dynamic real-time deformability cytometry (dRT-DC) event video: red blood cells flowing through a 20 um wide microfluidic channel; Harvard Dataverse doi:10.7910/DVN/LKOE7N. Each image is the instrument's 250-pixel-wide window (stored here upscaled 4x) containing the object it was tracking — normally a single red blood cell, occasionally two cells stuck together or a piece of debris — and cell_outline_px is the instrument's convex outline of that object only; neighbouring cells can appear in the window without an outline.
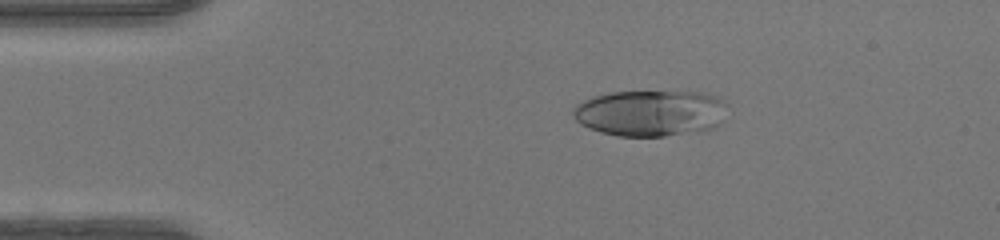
{"species": "human", "species_latin": "Homo sapiens", "temperature_condition": "warm", "stored_images_in_passage": 39, "camera_frame_rate_fps": 3000, "um_per_image_px": 0.085, "donor": {"sex": "female"}, "frame": {"image": 1, "passage_image": 1, "time_ms": 0.0, "image_size_px": [1000, 240], "cell_outline_px": [[728, 104], [720, 124], [716, 128], [704, 132], [664, 136], [616, 136], [600, 132], [588, 128], [580, 124], [572, 116], [572, 108], [576, 104], [592, 96], [608, 92], [708, 92], [720, 96]], "centroid_in_image_um": [55.32, 9.61], "position_along_channel_um": 29.7, "area_um2": 42.48}}
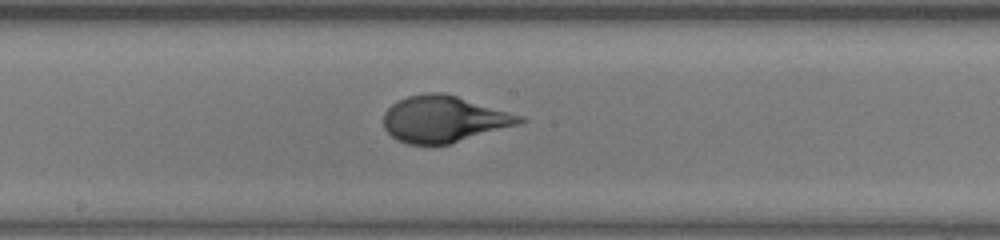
{"frame": {"image": 2, "passage_image": 17, "time_ms": 5.333, "image_size_px": [1000, 240], "cell_outline_px": [[528, 120], [520, 124], [448, 144], [408, 144], [392, 136], [384, 128], [384, 112], [396, 100], [408, 96], [424, 92], [440, 92], [456, 96], [524, 116]], "centroid_in_image_um": [37.74, 10.11], "position_along_channel_um": 210.5, "area_um2": 36.65}}
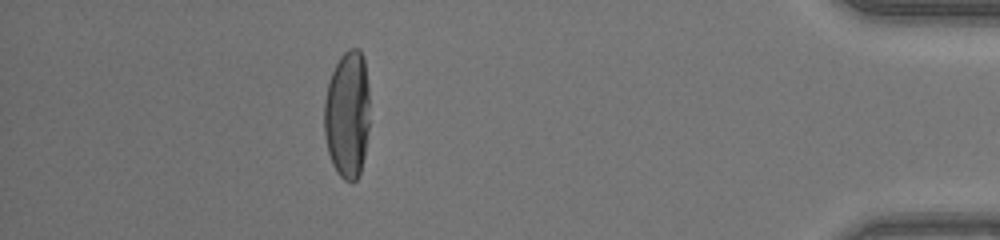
{"frame": {"image": 3, "passage_image": 34, "time_ms": 11.0, "image_size_px": [1000, 240], "cell_outline_px": [[368, 128], [364, 156], [360, 172], [356, 180], [344, 180], [336, 172], [332, 164], [328, 152], [324, 136], [324, 100], [328, 80], [340, 56], [348, 48], [360, 48], [364, 56], [368, 84]], "centroid_in_image_um": [29.51, 9.69], "position_along_channel_um": 405.7, "area_um2": 34.1}, "authors_computed_cell_mechanics": {"area_um2": 36.703, "velocity_mm_per_s": 4.3934, "shape_relaxation_time_tau1_ms": 5.7262, "shape_relaxation_time_tau2_ms": null, "deformation_change_tau1": 0.3068, "deformation_change_tau2": null}}